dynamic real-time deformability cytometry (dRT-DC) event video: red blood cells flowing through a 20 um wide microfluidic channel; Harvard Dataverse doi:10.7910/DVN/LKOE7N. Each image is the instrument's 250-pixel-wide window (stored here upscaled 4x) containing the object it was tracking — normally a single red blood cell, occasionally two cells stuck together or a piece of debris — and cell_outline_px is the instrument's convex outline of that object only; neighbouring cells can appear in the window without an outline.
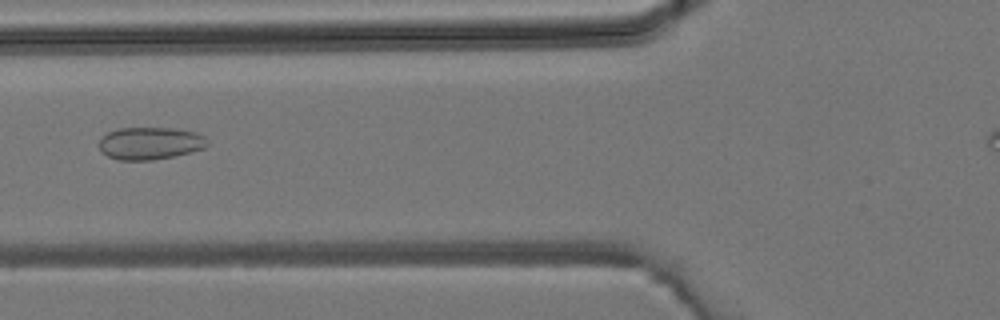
{"species": "common noctule bat (a hibernating species)", "species_latin": "Nyctalus noctula", "temperature_condition": "room temperature", "stored_images_in_passage": 30, "camera_frame_rate_fps": 3000, "um_per_image_px": 0.085, "animal": {"sex": "male", "body_mass_g": 19.2, "forearm_length_mm": 51.8}, "frame": {"image": 1, "passage_image": 7, "time_ms": 2.0, "image_size_px": [1000, 320], "cell_outline_px": [[208, 144], [204, 148], [172, 156], [152, 160], [120, 160], [108, 156], [100, 148], [100, 136], [108, 132], [120, 128], [176, 128], [196, 132], [204, 136], [208, 140]], "centroid_in_image_um": [12.76, 12.16], "position_along_channel_um": 113.0, "area_um2": 20.35}}
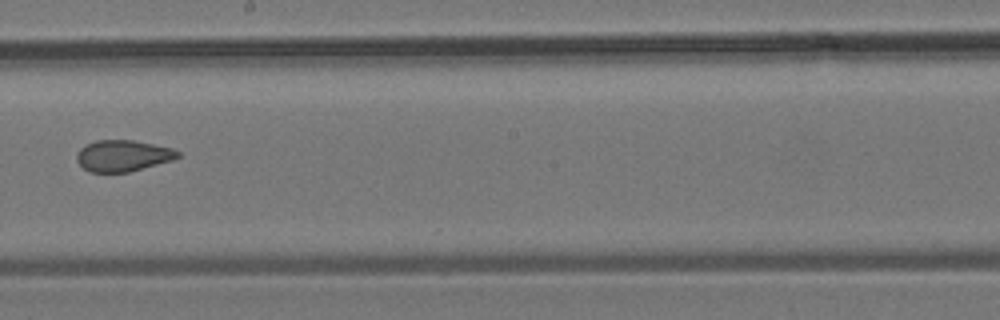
{"frame": {"image": 2, "passage_image": 15, "time_ms": 4.667, "image_size_px": [1000, 320], "cell_outline_px": [[180, 156], [172, 160], [128, 172], [88, 172], [76, 160], [76, 156], [80, 148], [96, 140], [132, 140], [172, 148], [180, 152]], "centroid_in_image_um": [10.43, 13.24], "position_along_channel_um": 237.8, "area_um2": 18.26}}
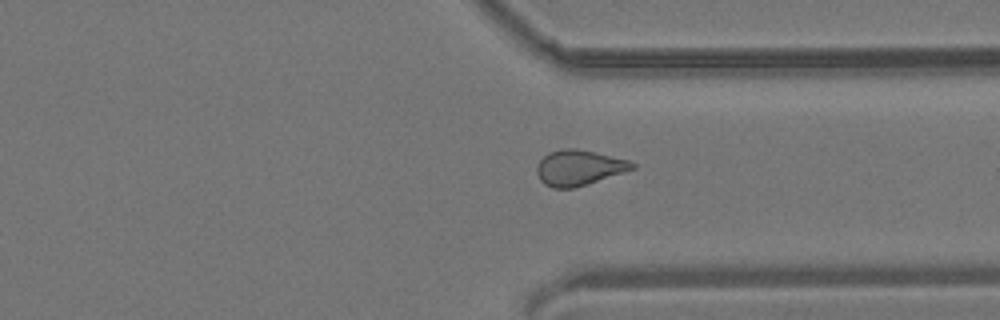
{"frame": {"image": 3, "passage_image": 23, "time_ms": 7.333, "image_size_px": [1000, 320], "cell_outline_px": [[636, 168], [624, 172], [572, 188], [552, 188], [544, 184], [540, 180], [536, 172], [536, 164], [548, 152], [564, 148], [576, 148], [628, 160], [636, 164]], "centroid_in_image_um": [49.16, 14.25], "position_along_channel_um": 362.2, "area_um2": 19.54}}